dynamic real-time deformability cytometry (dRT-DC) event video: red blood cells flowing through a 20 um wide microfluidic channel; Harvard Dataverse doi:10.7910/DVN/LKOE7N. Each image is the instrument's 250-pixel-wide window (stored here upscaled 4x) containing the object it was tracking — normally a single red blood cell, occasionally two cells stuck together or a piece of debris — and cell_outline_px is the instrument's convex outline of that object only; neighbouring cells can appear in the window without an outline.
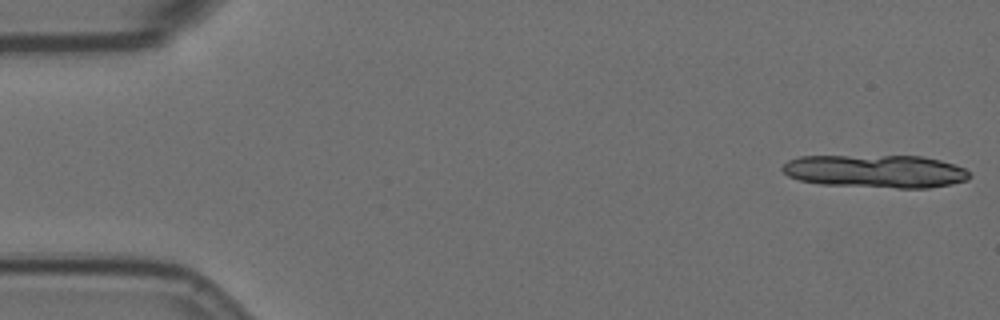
{"species": "Egyptian fruit bat (a non-hibernating species)", "species_latin": "Rousettus aegyptiacus", "temperature_condition": "room temperature", "stored_images_in_passage": 12, "camera_frame_rate_fps": 3000, "um_per_image_px": 0.085, "animal": {"sex": "female"}, "frame": {"image": 1, "passage_image": 1, "time_ms": 0.0, "image_size_px": [1000, 320], "cell_outline_px": [[972, 176], [968, 180], [952, 184], [928, 188], [896, 188], [820, 184], [800, 180], [788, 176], [780, 168], [788, 160], [800, 156], [924, 156], [940, 160], [964, 168]], "centroid_in_image_um": [74.43, 14.56], "position_along_channel_um": 10.6, "area_um2": 36.13}}